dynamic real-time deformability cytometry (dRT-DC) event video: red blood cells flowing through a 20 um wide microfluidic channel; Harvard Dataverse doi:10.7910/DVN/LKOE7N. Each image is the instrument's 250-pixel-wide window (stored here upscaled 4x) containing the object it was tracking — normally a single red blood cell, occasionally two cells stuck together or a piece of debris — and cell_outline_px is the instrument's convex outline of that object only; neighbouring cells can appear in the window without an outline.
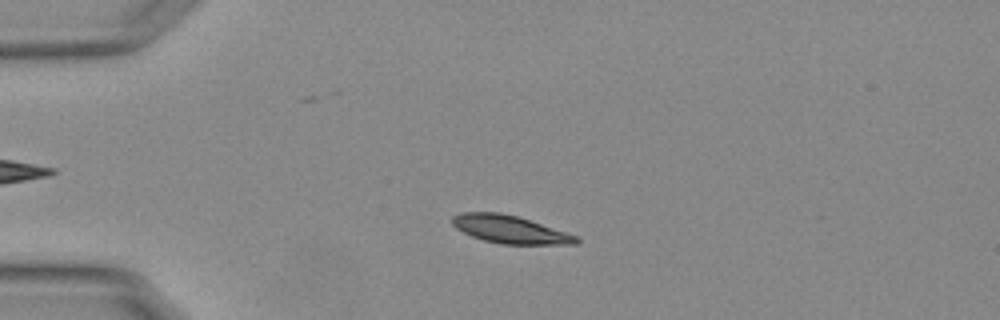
{"species": "Egyptian fruit bat (a non-hibernating species)", "species_latin": "Rousettus aegyptiacus", "temperature_condition": "warm", "stored_images_in_passage": 52, "camera_frame_rate_fps": 3000, "um_per_image_px": 0.085, "animal": {"sex": "female"}, "frame": {"image": 1, "passage_image": 11, "time_ms": 3.333, "image_size_px": [1000, 320], "cell_outline_px": [[580, 240], [576, 244], [500, 244], [484, 240], [472, 236], [456, 228], [452, 224], [452, 216], [460, 212], [500, 212], [516, 216], [576, 236]], "centroid_in_image_um": [43.28, 19.49], "position_along_channel_um": 41.7, "area_um2": 19.71}}
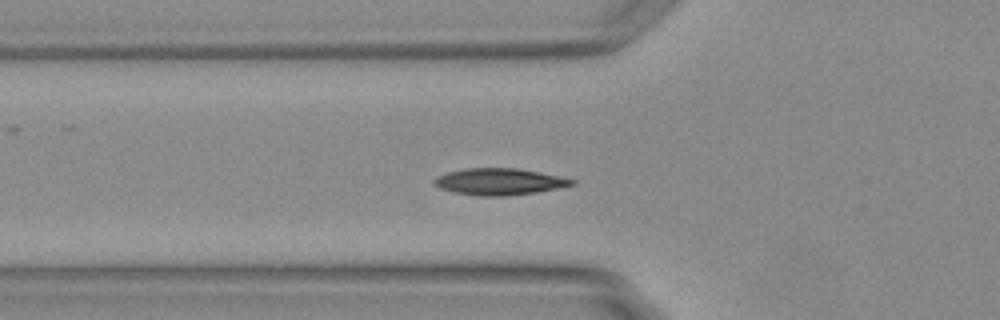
{"frame": {"image": 2, "passage_image": 17, "time_ms": 5.333, "image_size_px": [1000, 320], "cell_outline_px": [[576, 184], [560, 188], [536, 192], [504, 196], [476, 196], [452, 192], [440, 188], [432, 184], [432, 180], [436, 176], [448, 172], [464, 168], [516, 168], [540, 172], [560, 176], [576, 180]], "centroid_in_image_um": [42.42, 15.44], "position_along_channel_um": 83.4, "area_um2": 21.62}, "authors_computed_cell_mechanics": {"area_um2": 20.2011, "velocity_mm_per_s": 3.7296, "shape_relaxation_time_tau1_ms": 3.105, "shape_relaxation_time_tau2_ms": null, "deformation_change_tau1": 0.1245, "deformation_change_tau2": null}}